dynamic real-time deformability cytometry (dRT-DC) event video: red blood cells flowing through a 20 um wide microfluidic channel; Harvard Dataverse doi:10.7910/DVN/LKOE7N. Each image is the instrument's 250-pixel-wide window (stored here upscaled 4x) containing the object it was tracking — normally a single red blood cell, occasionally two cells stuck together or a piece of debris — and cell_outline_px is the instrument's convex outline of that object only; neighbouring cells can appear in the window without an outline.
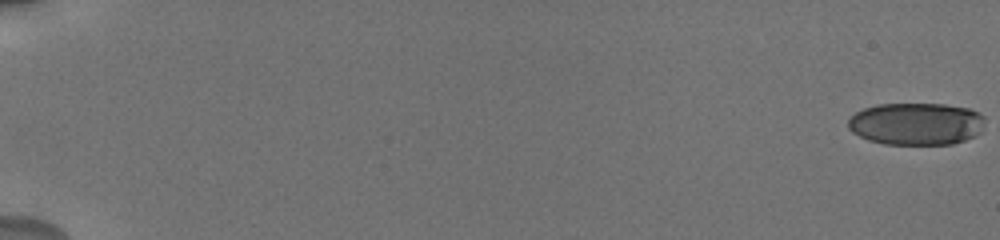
{"species": "human", "species_latin": "Homo sapiens", "temperature_condition": "cold", "stored_images_in_passage": 28, "camera_frame_rate_fps": 3000, "um_per_image_px": 0.085, "donor": {"sex": "male"}, "frame": {"image": 1, "passage_image": 1, "time_ms": 0.0, "image_size_px": [1000, 240], "cell_outline_px": [[984, 124], [980, 132], [976, 136], [952, 144], [884, 144], [868, 140], [852, 132], [848, 128], [848, 120], [856, 112], [864, 108], [876, 104], [944, 104], [968, 108], [980, 112], [984, 116]], "centroid_in_image_um": [77.89, 10.52], "position_along_channel_um": 7.1, "area_um2": 33.93}}
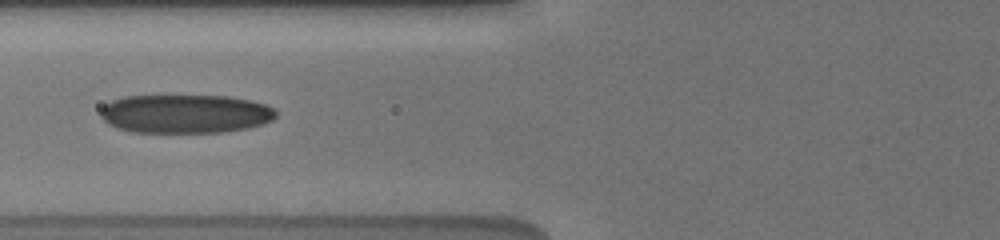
{"frame": {"image": 2, "passage_image": 19, "time_ms": 8.333, "image_size_px": [1000, 240], "cell_outline_px": [[276, 116], [272, 120], [264, 124], [248, 128], [220, 132], [132, 132], [116, 128], [108, 124], [100, 116], [100, 108], [104, 104], [112, 100], [124, 96], [228, 96], [252, 100], [264, 104], [272, 108], [276, 112]], "centroid_in_image_um": [15.72, 9.67], "position_along_channel_um": 110.1, "area_um2": 39.77}}
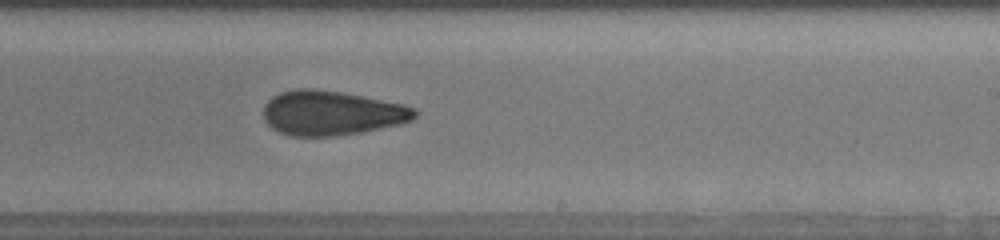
{"frame": {"image": 3, "passage_image": 28, "time_ms": 12.333, "image_size_px": [1000, 240], "cell_outline_px": [[420, 112], [412, 120], [400, 124], [364, 132], [336, 136], [288, 136], [272, 128], [264, 120], [264, 104], [272, 96], [280, 92], [300, 88], [316, 88], [340, 92], [404, 104], [416, 108]], "centroid_in_image_um": [28.2, 9.61], "position_along_channel_um": 260.8, "area_um2": 39.59}}